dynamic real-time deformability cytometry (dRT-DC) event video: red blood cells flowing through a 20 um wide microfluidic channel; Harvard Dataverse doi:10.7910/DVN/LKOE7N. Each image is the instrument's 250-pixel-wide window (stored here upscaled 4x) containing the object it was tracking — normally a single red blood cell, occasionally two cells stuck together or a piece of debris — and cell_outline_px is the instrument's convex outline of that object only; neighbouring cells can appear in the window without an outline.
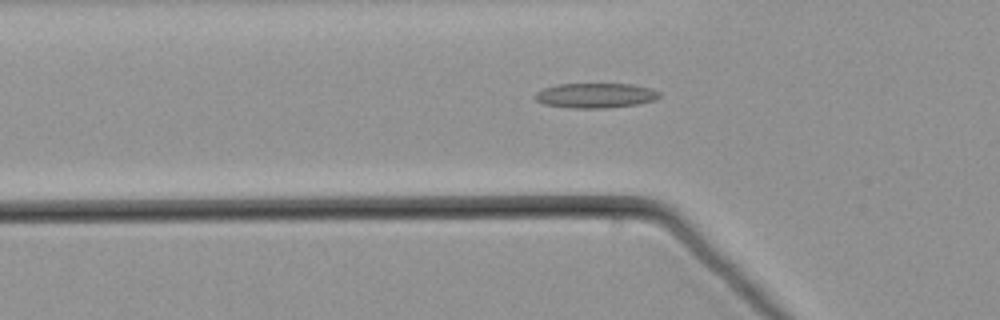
{"species": "common noctule bat (a hibernating species)", "species_latin": "Nyctalus noctula", "temperature_condition": "warm", "stored_images_in_passage": 38, "camera_frame_rate_fps": 3000, "um_per_image_px": 0.085, "animal": {"sex": "male", "body_mass_g": 21.5, "forearm_length_mm": 52.0}, "frame": {"image": 1, "passage_image": 2, "time_ms": 0.333, "image_size_px": [1000, 320], "cell_outline_px": [[660, 96], [656, 100], [636, 104], [608, 108], [572, 108], [544, 104], [536, 100], [532, 96], [536, 92], [544, 88], [556, 84], [632, 84], [648, 88], [660, 92]], "centroid_in_image_um": [50.59, 8.12], "position_along_channel_um": 75.2, "area_um2": 18.03}}
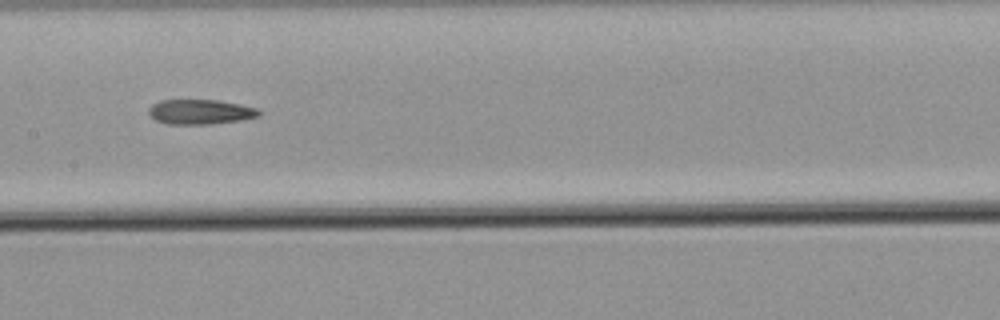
{"frame": {"image": 2, "passage_image": 11, "time_ms": 3.333, "image_size_px": [1000, 320], "cell_outline_px": [[260, 112], [256, 116], [240, 120], [208, 124], [168, 124], [156, 120], [148, 112], [148, 108], [152, 104], [160, 100], [216, 100], [240, 104], [256, 108]], "centroid_in_image_um": [16.97, 9.5], "position_along_channel_um": 190.4, "area_um2": 15.72}}
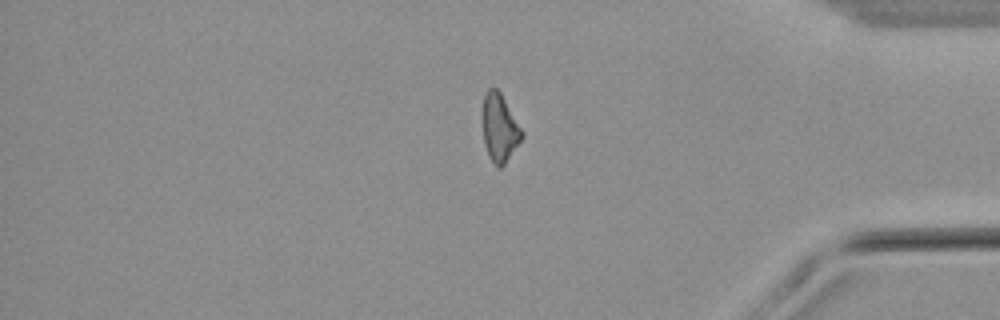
{"frame": {"image": 3, "passage_image": 29, "time_ms": 9.333, "image_size_px": [1000, 320], "cell_outline_px": [[524, 136], [504, 164], [500, 168], [496, 168], [488, 156], [484, 144], [480, 120], [480, 116], [484, 96], [488, 88], [496, 88], [500, 92], [524, 132]], "centroid_in_image_um": [42.42, 10.87], "position_along_channel_um": 392.8, "area_um2": 16.01}}